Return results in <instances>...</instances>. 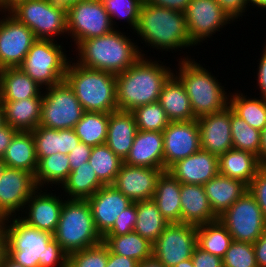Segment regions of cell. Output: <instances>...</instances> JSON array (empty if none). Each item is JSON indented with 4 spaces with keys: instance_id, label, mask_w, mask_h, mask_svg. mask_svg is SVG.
Instances as JSON below:
<instances>
[{
    "instance_id": "obj_59",
    "label": "cell",
    "mask_w": 266,
    "mask_h": 267,
    "mask_svg": "<svg viewBox=\"0 0 266 267\" xmlns=\"http://www.w3.org/2000/svg\"><path fill=\"white\" fill-rule=\"evenodd\" d=\"M25 1L26 0H0V12L3 11L2 13H6L8 11L7 13H9L18 4Z\"/></svg>"
},
{
    "instance_id": "obj_43",
    "label": "cell",
    "mask_w": 266,
    "mask_h": 267,
    "mask_svg": "<svg viewBox=\"0 0 266 267\" xmlns=\"http://www.w3.org/2000/svg\"><path fill=\"white\" fill-rule=\"evenodd\" d=\"M131 112L138 130L162 132L171 122L159 101L139 106Z\"/></svg>"
},
{
    "instance_id": "obj_60",
    "label": "cell",
    "mask_w": 266,
    "mask_h": 267,
    "mask_svg": "<svg viewBox=\"0 0 266 267\" xmlns=\"http://www.w3.org/2000/svg\"><path fill=\"white\" fill-rule=\"evenodd\" d=\"M5 254H6V239L3 228V221L2 219H0V265L2 263Z\"/></svg>"
},
{
    "instance_id": "obj_54",
    "label": "cell",
    "mask_w": 266,
    "mask_h": 267,
    "mask_svg": "<svg viewBox=\"0 0 266 267\" xmlns=\"http://www.w3.org/2000/svg\"><path fill=\"white\" fill-rule=\"evenodd\" d=\"M255 257L258 267H266V230L253 243Z\"/></svg>"
},
{
    "instance_id": "obj_26",
    "label": "cell",
    "mask_w": 266,
    "mask_h": 267,
    "mask_svg": "<svg viewBox=\"0 0 266 267\" xmlns=\"http://www.w3.org/2000/svg\"><path fill=\"white\" fill-rule=\"evenodd\" d=\"M31 132L38 161L56 153L67 155L80 143L74 129L56 130L37 126Z\"/></svg>"
},
{
    "instance_id": "obj_13",
    "label": "cell",
    "mask_w": 266,
    "mask_h": 267,
    "mask_svg": "<svg viewBox=\"0 0 266 267\" xmlns=\"http://www.w3.org/2000/svg\"><path fill=\"white\" fill-rule=\"evenodd\" d=\"M114 30L102 0H82L67 15V34L75 45L80 41L103 36Z\"/></svg>"
},
{
    "instance_id": "obj_23",
    "label": "cell",
    "mask_w": 266,
    "mask_h": 267,
    "mask_svg": "<svg viewBox=\"0 0 266 267\" xmlns=\"http://www.w3.org/2000/svg\"><path fill=\"white\" fill-rule=\"evenodd\" d=\"M123 163L130 166L164 169L163 132L138 130Z\"/></svg>"
},
{
    "instance_id": "obj_15",
    "label": "cell",
    "mask_w": 266,
    "mask_h": 267,
    "mask_svg": "<svg viewBox=\"0 0 266 267\" xmlns=\"http://www.w3.org/2000/svg\"><path fill=\"white\" fill-rule=\"evenodd\" d=\"M3 17L0 19V70L19 67L37 40L33 31L12 15L5 13Z\"/></svg>"
},
{
    "instance_id": "obj_64",
    "label": "cell",
    "mask_w": 266,
    "mask_h": 267,
    "mask_svg": "<svg viewBox=\"0 0 266 267\" xmlns=\"http://www.w3.org/2000/svg\"><path fill=\"white\" fill-rule=\"evenodd\" d=\"M174 267H194V265H193L192 259L190 258L188 260L178 263Z\"/></svg>"
},
{
    "instance_id": "obj_47",
    "label": "cell",
    "mask_w": 266,
    "mask_h": 267,
    "mask_svg": "<svg viewBox=\"0 0 266 267\" xmlns=\"http://www.w3.org/2000/svg\"><path fill=\"white\" fill-rule=\"evenodd\" d=\"M137 220L136 202H133L119 215L113 227L104 236H122L134 231Z\"/></svg>"
},
{
    "instance_id": "obj_21",
    "label": "cell",
    "mask_w": 266,
    "mask_h": 267,
    "mask_svg": "<svg viewBox=\"0 0 266 267\" xmlns=\"http://www.w3.org/2000/svg\"><path fill=\"white\" fill-rule=\"evenodd\" d=\"M87 201L95 227L102 237L113 227L122 211L133 203L112 185L101 187Z\"/></svg>"
},
{
    "instance_id": "obj_6",
    "label": "cell",
    "mask_w": 266,
    "mask_h": 267,
    "mask_svg": "<svg viewBox=\"0 0 266 267\" xmlns=\"http://www.w3.org/2000/svg\"><path fill=\"white\" fill-rule=\"evenodd\" d=\"M186 57L180 59L179 72L174 75L187 92L194 117L197 119L224 110L229 106L230 97L224 86L201 64Z\"/></svg>"
},
{
    "instance_id": "obj_50",
    "label": "cell",
    "mask_w": 266,
    "mask_h": 267,
    "mask_svg": "<svg viewBox=\"0 0 266 267\" xmlns=\"http://www.w3.org/2000/svg\"><path fill=\"white\" fill-rule=\"evenodd\" d=\"M92 147L80 142L69 154L70 172L89 161Z\"/></svg>"
},
{
    "instance_id": "obj_40",
    "label": "cell",
    "mask_w": 266,
    "mask_h": 267,
    "mask_svg": "<svg viewBox=\"0 0 266 267\" xmlns=\"http://www.w3.org/2000/svg\"><path fill=\"white\" fill-rule=\"evenodd\" d=\"M70 173V161L66 154L56 153L38 161L35 173V181L38 188H44V184L62 185Z\"/></svg>"
},
{
    "instance_id": "obj_56",
    "label": "cell",
    "mask_w": 266,
    "mask_h": 267,
    "mask_svg": "<svg viewBox=\"0 0 266 267\" xmlns=\"http://www.w3.org/2000/svg\"><path fill=\"white\" fill-rule=\"evenodd\" d=\"M17 132L18 130L10 127L8 124H5L0 128V158L5 154L6 148L9 146Z\"/></svg>"
},
{
    "instance_id": "obj_31",
    "label": "cell",
    "mask_w": 266,
    "mask_h": 267,
    "mask_svg": "<svg viewBox=\"0 0 266 267\" xmlns=\"http://www.w3.org/2000/svg\"><path fill=\"white\" fill-rule=\"evenodd\" d=\"M219 174L244 182L247 186L261 168L256 155L231 148L219 157Z\"/></svg>"
},
{
    "instance_id": "obj_34",
    "label": "cell",
    "mask_w": 266,
    "mask_h": 267,
    "mask_svg": "<svg viewBox=\"0 0 266 267\" xmlns=\"http://www.w3.org/2000/svg\"><path fill=\"white\" fill-rule=\"evenodd\" d=\"M137 220L134 232L152 244L170 224L159 211L153 199L136 202Z\"/></svg>"
},
{
    "instance_id": "obj_66",
    "label": "cell",
    "mask_w": 266,
    "mask_h": 267,
    "mask_svg": "<svg viewBox=\"0 0 266 267\" xmlns=\"http://www.w3.org/2000/svg\"><path fill=\"white\" fill-rule=\"evenodd\" d=\"M7 165L3 161L2 158H0V178L3 175L4 170L6 169Z\"/></svg>"
},
{
    "instance_id": "obj_33",
    "label": "cell",
    "mask_w": 266,
    "mask_h": 267,
    "mask_svg": "<svg viewBox=\"0 0 266 267\" xmlns=\"http://www.w3.org/2000/svg\"><path fill=\"white\" fill-rule=\"evenodd\" d=\"M2 159L9 168L26 170L35 175L38 159L32 132L18 131Z\"/></svg>"
},
{
    "instance_id": "obj_12",
    "label": "cell",
    "mask_w": 266,
    "mask_h": 267,
    "mask_svg": "<svg viewBox=\"0 0 266 267\" xmlns=\"http://www.w3.org/2000/svg\"><path fill=\"white\" fill-rule=\"evenodd\" d=\"M197 246V226L170 223L152 244V256L165 267H174L192 257Z\"/></svg>"
},
{
    "instance_id": "obj_16",
    "label": "cell",
    "mask_w": 266,
    "mask_h": 267,
    "mask_svg": "<svg viewBox=\"0 0 266 267\" xmlns=\"http://www.w3.org/2000/svg\"><path fill=\"white\" fill-rule=\"evenodd\" d=\"M37 189L34 174L6 167L0 178V219L13 217L24 210L27 200Z\"/></svg>"
},
{
    "instance_id": "obj_63",
    "label": "cell",
    "mask_w": 266,
    "mask_h": 267,
    "mask_svg": "<svg viewBox=\"0 0 266 267\" xmlns=\"http://www.w3.org/2000/svg\"><path fill=\"white\" fill-rule=\"evenodd\" d=\"M249 5L253 6V8L255 5L258 8L264 9L266 8V0H249Z\"/></svg>"
},
{
    "instance_id": "obj_4",
    "label": "cell",
    "mask_w": 266,
    "mask_h": 267,
    "mask_svg": "<svg viewBox=\"0 0 266 267\" xmlns=\"http://www.w3.org/2000/svg\"><path fill=\"white\" fill-rule=\"evenodd\" d=\"M148 47L175 50L195 46L188 34L184 12L150 5L143 1L134 30Z\"/></svg>"
},
{
    "instance_id": "obj_62",
    "label": "cell",
    "mask_w": 266,
    "mask_h": 267,
    "mask_svg": "<svg viewBox=\"0 0 266 267\" xmlns=\"http://www.w3.org/2000/svg\"><path fill=\"white\" fill-rule=\"evenodd\" d=\"M0 267H22V266L19 263L13 261L7 254H5Z\"/></svg>"
},
{
    "instance_id": "obj_30",
    "label": "cell",
    "mask_w": 266,
    "mask_h": 267,
    "mask_svg": "<svg viewBox=\"0 0 266 267\" xmlns=\"http://www.w3.org/2000/svg\"><path fill=\"white\" fill-rule=\"evenodd\" d=\"M43 98L0 101L5 123L18 131H32L39 126Z\"/></svg>"
},
{
    "instance_id": "obj_7",
    "label": "cell",
    "mask_w": 266,
    "mask_h": 267,
    "mask_svg": "<svg viewBox=\"0 0 266 267\" xmlns=\"http://www.w3.org/2000/svg\"><path fill=\"white\" fill-rule=\"evenodd\" d=\"M53 238L68 255L103 242L87 200L65 199Z\"/></svg>"
},
{
    "instance_id": "obj_41",
    "label": "cell",
    "mask_w": 266,
    "mask_h": 267,
    "mask_svg": "<svg viewBox=\"0 0 266 267\" xmlns=\"http://www.w3.org/2000/svg\"><path fill=\"white\" fill-rule=\"evenodd\" d=\"M89 164L104 185H112L123 161L104 143L92 147Z\"/></svg>"
},
{
    "instance_id": "obj_48",
    "label": "cell",
    "mask_w": 266,
    "mask_h": 267,
    "mask_svg": "<svg viewBox=\"0 0 266 267\" xmlns=\"http://www.w3.org/2000/svg\"><path fill=\"white\" fill-rule=\"evenodd\" d=\"M266 221V168H260L248 186Z\"/></svg>"
},
{
    "instance_id": "obj_57",
    "label": "cell",
    "mask_w": 266,
    "mask_h": 267,
    "mask_svg": "<svg viewBox=\"0 0 266 267\" xmlns=\"http://www.w3.org/2000/svg\"><path fill=\"white\" fill-rule=\"evenodd\" d=\"M82 0H47V2L56 10L61 11L65 15L69 14V10L75 4L81 2Z\"/></svg>"
},
{
    "instance_id": "obj_29",
    "label": "cell",
    "mask_w": 266,
    "mask_h": 267,
    "mask_svg": "<svg viewBox=\"0 0 266 267\" xmlns=\"http://www.w3.org/2000/svg\"><path fill=\"white\" fill-rule=\"evenodd\" d=\"M159 102L170 121H191L196 119L187 92L174 73L164 83Z\"/></svg>"
},
{
    "instance_id": "obj_61",
    "label": "cell",
    "mask_w": 266,
    "mask_h": 267,
    "mask_svg": "<svg viewBox=\"0 0 266 267\" xmlns=\"http://www.w3.org/2000/svg\"><path fill=\"white\" fill-rule=\"evenodd\" d=\"M138 267H165V266L152 256L149 259L139 262Z\"/></svg>"
},
{
    "instance_id": "obj_19",
    "label": "cell",
    "mask_w": 266,
    "mask_h": 267,
    "mask_svg": "<svg viewBox=\"0 0 266 267\" xmlns=\"http://www.w3.org/2000/svg\"><path fill=\"white\" fill-rule=\"evenodd\" d=\"M231 108L197 118L201 149L220 156L233 148L231 135Z\"/></svg>"
},
{
    "instance_id": "obj_27",
    "label": "cell",
    "mask_w": 266,
    "mask_h": 267,
    "mask_svg": "<svg viewBox=\"0 0 266 267\" xmlns=\"http://www.w3.org/2000/svg\"><path fill=\"white\" fill-rule=\"evenodd\" d=\"M203 186L210 207L217 217L248 191V186L244 182L221 174L216 175Z\"/></svg>"
},
{
    "instance_id": "obj_22",
    "label": "cell",
    "mask_w": 266,
    "mask_h": 267,
    "mask_svg": "<svg viewBox=\"0 0 266 267\" xmlns=\"http://www.w3.org/2000/svg\"><path fill=\"white\" fill-rule=\"evenodd\" d=\"M167 171L181 184L204 185L219 174L218 156L200 149L178 160Z\"/></svg>"
},
{
    "instance_id": "obj_58",
    "label": "cell",
    "mask_w": 266,
    "mask_h": 267,
    "mask_svg": "<svg viewBox=\"0 0 266 267\" xmlns=\"http://www.w3.org/2000/svg\"><path fill=\"white\" fill-rule=\"evenodd\" d=\"M261 142L258 155V161L262 168H266V127L260 131Z\"/></svg>"
},
{
    "instance_id": "obj_8",
    "label": "cell",
    "mask_w": 266,
    "mask_h": 267,
    "mask_svg": "<svg viewBox=\"0 0 266 267\" xmlns=\"http://www.w3.org/2000/svg\"><path fill=\"white\" fill-rule=\"evenodd\" d=\"M62 47L56 40L37 39L19 68L43 88L57 85L64 81L69 64Z\"/></svg>"
},
{
    "instance_id": "obj_51",
    "label": "cell",
    "mask_w": 266,
    "mask_h": 267,
    "mask_svg": "<svg viewBox=\"0 0 266 267\" xmlns=\"http://www.w3.org/2000/svg\"><path fill=\"white\" fill-rule=\"evenodd\" d=\"M220 7L232 18L233 21L242 17L247 9L249 0H216ZM247 5V6H246Z\"/></svg>"
},
{
    "instance_id": "obj_5",
    "label": "cell",
    "mask_w": 266,
    "mask_h": 267,
    "mask_svg": "<svg viewBox=\"0 0 266 267\" xmlns=\"http://www.w3.org/2000/svg\"><path fill=\"white\" fill-rule=\"evenodd\" d=\"M64 81L85 112L111 113L118 110L115 74L87 68L69 60Z\"/></svg>"
},
{
    "instance_id": "obj_9",
    "label": "cell",
    "mask_w": 266,
    "mask_h": 267,
    "mask_svg": "<svg viewBox=\"0 0 266 267\" xmlns=\"http://www.w3.org/2000/svg\"><path fill=\"white\" fill-rule=\"evenodd\" d=\"M44 89L39 126L73 129L85 112L73 90L65 81Z\"/></svg>"
},
{
    "instance_id": "obj_49",
    "label": "cell",
    "mask_w": 266,
    "mask_h": 267,
    "mask_svg": "<svg viewBox=\"0 0 266 267\" xmlns=\"http://www.w3.org/2000/svg\"><path fill=\"white\" fill-rule=\"evenodd\" d=\"M194 267H223L222 258L195 247L191 257Z\"/></svg>"
},
{
    "instance_id": "obj_35",
    "label": "cell",
    "mask_w": 266,
    "mask_h": 267,
    "mask_svg": "<svg viewBox=\"0 0 266 267\" xmlns=\"http://www.w3.org/2000/svg\"><path fill=\"white\" fill-rule=\"evenodd\" d=\"M60 186L64 188L68 199L87 200L104 185L96 176L94 168L86 162L70 172L68 178Z\"/></svg>"
},
{
    "instance_id": "obj_20",
    "label": "cell",
    "mask_w": 266,
    "mask_h": 267,
    "mask_svg": "<svg viewBox=\"0 0 266 267\" xmlns=\"http://www.w3.org/2000/svg\"><path fill=\"white\" fill-rule=\"evenodd\" d=\"M45 191L38 188L30 196L25 204L26 209L23 210L27 215L23 217L21 215L20 218L30 226L53 235L60 219L65 197L61 198Z\"/></svg>"
},
{
    "instance_id": "obj_25",
    "label": "cell",
    "mask_w": 266,
    "mask_h": 267,
    "mask_svg": "<svg viewBox=\"0 0 266 267\" xmlns=\"http://www.w3.org/2000/svg\"><path fill=\"white\" fill-rule=\"evenodd\" d=\"M180 203L181 223L199 226L218 220L203 185L181 184Z\"/></svg>"
},
{
    "instance_id": "obj_65",
    "label": "cell",
    "mask_w": 266,
    "mask_h": 267,
    "mask_svg": "<svg viewBox=\"0 0 266 267\" xmlns=\"http://www.w3.org/2000/svg\"><path fill=\"white\" fill-rule=\"evenodd\" d=\"M5 117H4V112H3V107L0 103V128L5 125Z\"/></svg>"
},
{
    "instance_id": "obj_44",
    "label": "cell",
    "mask_w": 266,
    "mask_h": 267,
    "mask_svg": "<svg viewBox=\"0 0 266 267\" xmlns=\"http://www.w3.org/2000/svg\"><path fill=\"white\" fill-rule=\"evenodd\" d=\"M144 0H102L103 5L110 16L113 28L115 18L124 19L134 29L137 26L139 11ZM114 20V21H113Z\"/></svg>"
},
{
    "instance_id": "obj_52",
    "label": "cell",
    "mask_w": 266,
    "mask_h": 267,
    "mask_svg": "<svg viewBox=\"0 0 266 267\" xmlns=\"http://www.w3.org/2000/svg\"><path fill=\"white\" fill-rule=\"evenodd\" d=\"M191 0H144L145 3L157 7H164L171 10L184 12Z\"/></svg>"
},
{
    "instance_id": "obj_36",
    "label": "cell",
    "mask_w": 266,
    "mask_h": 267,
    "mask_svg": "<svg viewBox=\"0 0 266 267\" xmlns=\"http://www.w3.org/2000/svg\"><path fill=\"white\" fill-rule=\"evenodd\" d=\"M103 243L112 253L138 262L152 257V243L134 231L122 236H103Z\"/></svg>"
},
{
    "instance_id": "obj_46",
    "label": "cell",
    "mask_w": 266,
    "mask_h": 267,
    "mask_svg": "<svg viewBox=\"0 0 266 267\" xmlns=\"http://www.w3.org/2000/svg\"><path fill=\"white\" fill-rule=\"evenodd\" d=\"M222 262L223 267H258L253 244L234 240Z\"/></svg>"
},
{
    "instance_id": "obj_53",
    "label": "cell",
    "mask_w": 266,
    "mask_h": 267,
    "mask_svg": "<svg viewBox=\"0 0 266 267\" xmlns=\"http://www.w3.org/2000/svg\"><path fill=\"white\" fill-rule=\"evenodd\" d=\"M138 261L122 255L112 253L108 249V261L106 267H138Z\"/></svg>"
},
{
    "instance_id": "obj_39",
    "label": "cell",
    "mask_w": 266,
    "mask_h": 267,
    "mask_svg": "<svg viewBox=\"0 0 266 267\" xmlns=\"http://www.w3.org/2000/svg\"><path fill=\"white\" fill-rule=\"evenodd\" d=\"M108 120L109 113L84 112L81 120L73 129L80 142L94 147L106 142Z\"/></svg>"
},
{
    "instance_id": "obj_14",
    "label": "cell",
    "mask_w": 266,
    "mask_h": 267,
    "mask_svg": "<svg viewBox=\"0 0 266 267\" xmlns=\"http://www.w3.org/2000/svg\"><path fill=\"white\" fill-rule=\"evenodd\" d=\"M184 15L188 34L194 45L210 38L224 28V25L233 23L232 18L216 0H191Z\"/></svg>"
},
{
    "instance_id": "obj_18",
    "label": "cell",
    "mask_w": 266,
    "mask_h": 267,
    "mask_svg": "<svg viewBox=\"0 0 266 267\" xmlns=\"http://www.w3.org/2000/svg\"><path fill=\"white\" fill-rule=\"evenodd\" d=\"M164 169L130 166L122 163L112 186L132 202L150 200Z\"/></svg>"
},
{
    "instance_id": "obj_17",
    "label": "cell",
    "mask_w": 266,
    "mask_h": 267,
    "mask_svg": "<svg viewBox=\"0 0 266 267\" xmlns=\"http://www.w3.org/2000/svg\"><path fill=\"white\" fill-rule=\"evenodd\" d=\"M163 132L164 170L201 149L197 120L171 121Z\"/></svg>"
},
{
    "instance_id": "obj_38",
    "label": "cell",
    "mask_w": 266,
    "mask_h": 267,
    "mask_svg": "<svg viewBox=\"0 0 266 267\" xmlns=\"http://www.w3.org/2000/svg\"><path fill=\"white\" fill-rule=\"evenodd\" d=\"M229 94V107L237 116L259 131L266 127V98L250 99L240 92Z\"/></svg>"
},
{
    "instance_id": "obj_28",
    "label": "cell",
    "mask_w": 266,
    "mask_h": 267,
    "mask_svg": "<svg viewBox=\"0 0 266 267\" xmlns=\"http://www.w3.org/2000/svg\"><path fill=\"white\" fill-rule=\"evenodd\" d=\"M41 88L19 67L0 70V101L43 98Z\"/></svg>"
},
{
    "instance_id": "obj_10",
    "label": "cell",
    "mask_w": 266,
    "mask_h": 267,
    "mask_svg": "<svg viewBox=\"0 0 266 267\" xmlns=\"http://www.w3.org/2000/svg\"><path fill=\"white\" fill-rule=\"evenodd\" d=\"M218 220L234 241L254 243L266 230V221L254 196L246 191Z\"/></svg>"
},
{
    "instance_id": "obj_11",
    "label": "cell",
    "mask_w": 266,
    "mask_h": 267,
    "mask_svg": "<svg viewBox=\"0 0 266 267\" xmlns=\"http://www.w3.org/2000/svg\"><path fill=\"white\" fill-rule=\"evenodd\" d=\"M9 14L30 28L36 39L55 40L56 36L67 34V15L54 9L47 0H26Z\"/></svg>"
},
{
    "instance_id": "obj_3",
    "label": "cell",
    "mask_w": 266,
    "mask_h": 267,
    "mask_svg": "<svg viewBox=\"0 0 266 267\" xmlns=\"http://www.w3.org/2000/svg\"><path fill=\"white\" fill-rule=\"evenodd\" d=\"M128 37L116 28L103 36L80 41L75 48L78 51L75 61L87 68L122 73L145 56Z\"/></svg>"
},
{
    "instance_id": "obj_2",
    "label": "cell",
    "mask_w": 266,
    "mask_h": 267,
    "mask_svg": "<svg viewBox=\"0 0 266 267\" xmlns=\"http://www.w3.org/2000/svg\"><path fill=\"white\" fill-rule=\"evenodd\" d=\"M142 56L135 64L116 75L118 110L133 111L159 101L164 83L175 72L170 67Z\"/></svg>"
},
{
    "instance_id": "obj_1",
    "label": "cell",
    "mask_w": 266,
    "mask_h": 267,
    "mask_svg": "<svg viewBox=\"0 0 266 267\" xmlns=\"http://www.w3.org/2000/svg\"><path fill=\"white\" fill-rule=\"evenodd\" d=\"M16 216L2 219L6 254L22 267H67L68 254L53 235Z\"/></svg>"
},
{
    "instance_id": "obj_55",
    "label": "cell",
    "mask_w": 266,
    "mask_h": 267,
    "mask_svg": "<svg viewBox=\"0 0 266 267\" xmlns=\"http://www.w3.org/2000/svg\"><path fill=\"white\" fill-rule=\"evenodd\" d=\"M266 44V43H265ZM258 78L256 79L259 86V91L262 98H266V45L262 52V57L259 59Z\"/></svg>"
},
{
    "instance_id": "obj_45",
    "label": "cell",
    "mask_w": 266,
    "mask_h": 267,
    "mask_svg": "<svg viewBox=\"0 0 266 267\" xmlns=\"http://www.w3.org/2000/svg\"><path fill=\"white\" fill-rule=\"evenodd\" d=\"M108 247L100 244L68 255L67 267H106Z\"/></svg>"
},
{
    "instance_id": "obj_37",
    "label": "cell",
    "mask_w": 266,
    "mask_h": 267,
    "mask_svg": "<svg viewBox=\"0 0 266 267\" xmlns=\"http://www.w3.org/2000/svg\"><path fill=\"white\" fill-rule=\"evenodd\" d=\"M233 241L231 234L219 221L197 226V246L223 259Z\"/></svg>"
},
{
    "instance_id": "obj_32",
    "label": "cell",
    "mask_w": 266,
    "mask_h": 267,
    "mask_svg": "<svg viewBox=\"0 0 266 267\" xmlns=\"http://www.w3.org/2000/svg\"><path fill=\"white\" fill-rule=\"evenodd\" d=\"M180 191L181 183L168 171H164L157 181L152 199L169 223H181Z\"/></svg>"
},
{
    "instance_id": "obj_24",
    "label": "cell",
    "mask_w": 266,
    "mask_h": 267,
    "mask_svg": "<svg viewBox=\"0 0 266 267\" xmlns=\"http://www.w3.org/2000/svg\"><path fill=\"white\" fill-rule=\"evenodd\" d=\"M138 132L132 112L116 110L109 113L108 132L105 144L122 161L128 156Z\"/></svg>"
},
{
    "instance_id": "obj_42",
    "label": "cell",
    "mask_w": 266,
    "mask_h": 267,
    "mask_svg": "<svg viewBox=\"0 0 266 267\" xmlns=\"http://www.w3.org/2000/svg\"><path fill=\"white\" fill-rule=\"evenodd\" d=\"M231 135L234 149L250 152L258 157L261 135L258 129L252 128L231 109Z\"/></svg>"
}]
</instances>
